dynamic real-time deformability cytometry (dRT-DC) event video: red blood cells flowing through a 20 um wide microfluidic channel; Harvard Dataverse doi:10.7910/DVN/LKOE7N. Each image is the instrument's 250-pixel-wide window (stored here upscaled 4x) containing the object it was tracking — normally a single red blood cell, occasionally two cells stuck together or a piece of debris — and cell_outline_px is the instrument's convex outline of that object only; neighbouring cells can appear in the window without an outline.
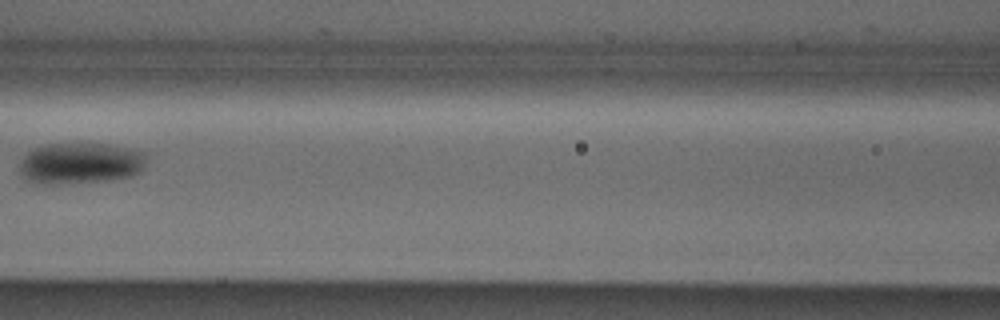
{"species": "Egyptian fruit bat (a non-hibernating species)", "species_latin": "Rousettus aegyptiacus", "temperature_condition": "cold", "stored_images_in_passage": 10, "camera_frame_rate_fps": 3000, "um_per_image_px": 0.085, "animal": {"sex": "male"}, "frame": {"image": 1, "passage_image": 9, "time_ms": 2.667, "image_size_px": [1000, 320], "cell_outline_px": [[148, 164], [140, 172], [132, 176], [108, 180], [56, 184], [36, 184], [20, 176], [20, 160], [32, 148], [48, 144], [108, 144], [144, 152], [148, 156]], "centroid_in_image_um": [6.84, 13.88], "position_along_channel_um": 159.8, "area_um2": 30.81}}
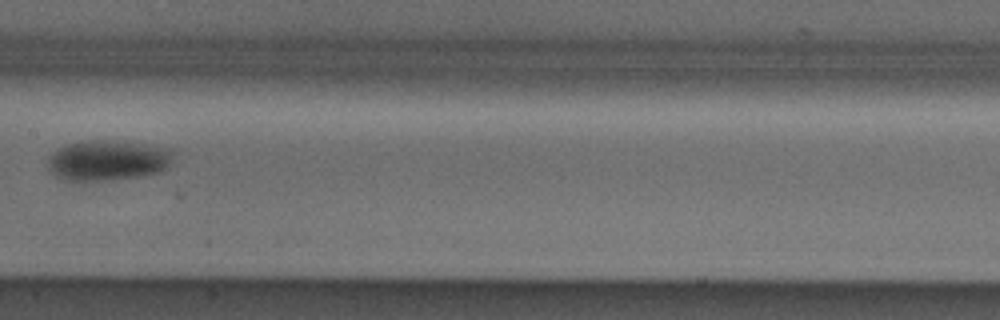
{"frame": {"image": 2, "passage_image": 10, "time_ms": 3.0, "image_size_px": [1000, 320], "cell_outline_px": [[172, 160], [168, 168], [160, 172], [136, 176], [100, 180], [68, 180], [56, 176], [48, 168], [48, 156], [52, 152], [68, 144], [88, 140], [108, 140], [172, 148]], "centroid_in_image_um": [9.16, 13.62], "position_along_channel_um": 198.2, "area_um2": 29.13}}